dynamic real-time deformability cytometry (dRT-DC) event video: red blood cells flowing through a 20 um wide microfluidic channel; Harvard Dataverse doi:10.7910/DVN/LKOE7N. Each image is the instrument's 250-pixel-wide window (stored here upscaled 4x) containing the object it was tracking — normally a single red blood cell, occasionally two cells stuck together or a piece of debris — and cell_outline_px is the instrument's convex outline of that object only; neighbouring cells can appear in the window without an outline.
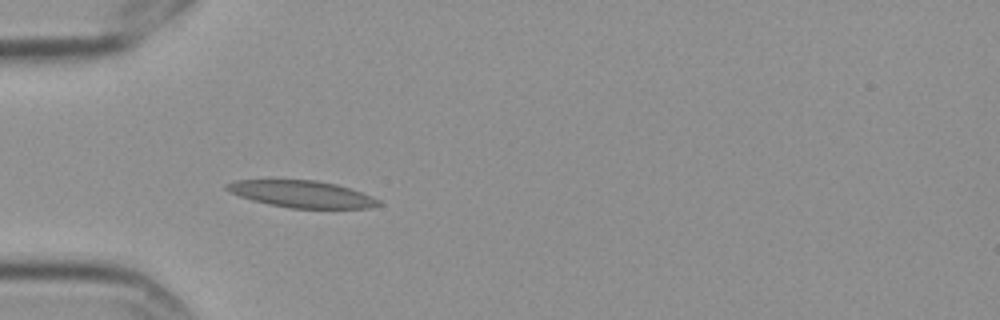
{"species": "Egyptian fruit bat (a non-hibernating species)", "species_latin": "Rousettus aegyptiacus", "temperature_condition": "cold", "stored_images_in_passage": 4, "camera_frame_rate_fps": 3000, "um_per_image_px": 0.085, "frame": {"image": 1, "passage_image": 4, "time_ms": 1.0, "image_size_px": [1000, 320], "cell_outline_px": [[384, 204], [368, 208], [292, 208], [268, 204], [252, 200], [240, 196], [224, 188], [224, 184], [236, 180], [316, 180], [336, 184], [372, 196], [380, 200]], "centroid_in_image_um": [25.66, 16.49], "position_along_channel_um": 59.3, "area_um2": 23.64}}